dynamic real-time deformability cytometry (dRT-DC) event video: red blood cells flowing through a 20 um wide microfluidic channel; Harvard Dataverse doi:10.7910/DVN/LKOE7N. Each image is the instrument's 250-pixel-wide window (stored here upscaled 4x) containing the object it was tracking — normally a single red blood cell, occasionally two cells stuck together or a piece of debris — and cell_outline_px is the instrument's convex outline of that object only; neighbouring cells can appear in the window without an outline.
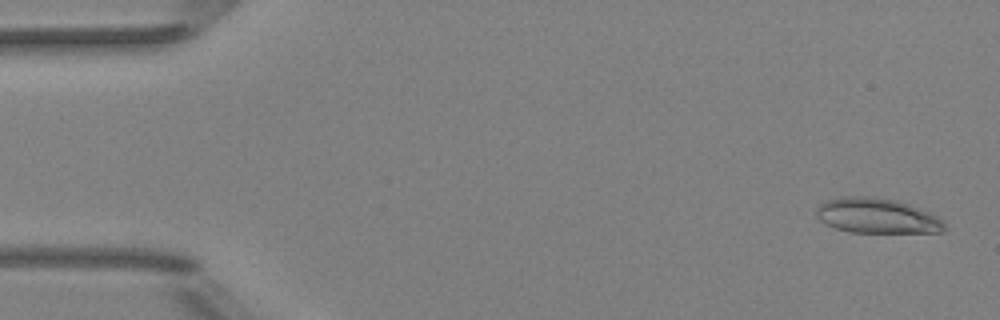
{"species": "Egyptian fruit bat (a non-hibernating species)", "species_latin": "Rousettus aegyptiacus", "temperature_condition": "room temperature", "stored_images_in_passage": 5, "camera_frame_rate_fps": 3000, "um_per_image_px": 0.085, "animal": {"sex": "female"}, "frame": {"image": 1, "passage_image": 1, "time_ms": 0.0, "image_size_px": [1000, 320], "cell_outline_px": [[944, 232], [848, 232], [824, 224], [816, 216], [816, 208], [820, 204], [828, 200], [840, 196], [868, 196], [896, 200], [920, 208], [936, 216], [944, 224]], "centroid_in_image_um": [74.48, 18.34], "position_along_channel_um": 10.5, "area_um2": 26.07}}
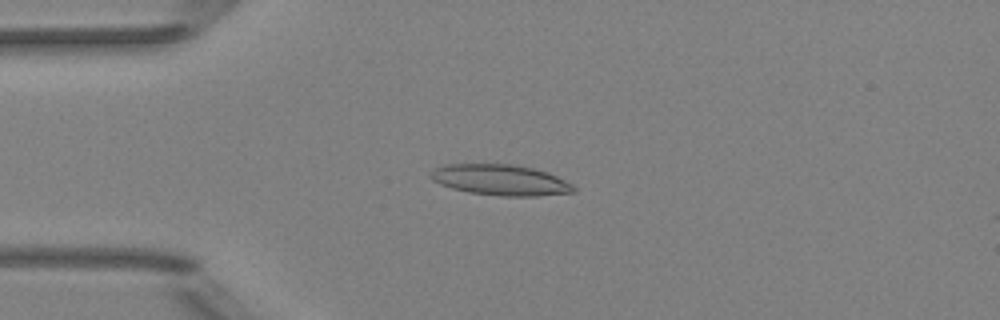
{"frame": {"image": 2, "passage_image": 4, "time_ms": 3.667, "image_size_px": [1000, 320], "cell_outline_px": [[576, 192], [536, 196], [504, 196], [468, 192], [452, 188], [440, 184], [432, 180], [432, 168], [444, 164], [512, 164], [532, 168], [548, 172], [572, 184], [576, 188]], "centroid_in_image_um": [42.54, 15.29], "position_along_channel_um": 42.5, "area_um2": 25.61}}